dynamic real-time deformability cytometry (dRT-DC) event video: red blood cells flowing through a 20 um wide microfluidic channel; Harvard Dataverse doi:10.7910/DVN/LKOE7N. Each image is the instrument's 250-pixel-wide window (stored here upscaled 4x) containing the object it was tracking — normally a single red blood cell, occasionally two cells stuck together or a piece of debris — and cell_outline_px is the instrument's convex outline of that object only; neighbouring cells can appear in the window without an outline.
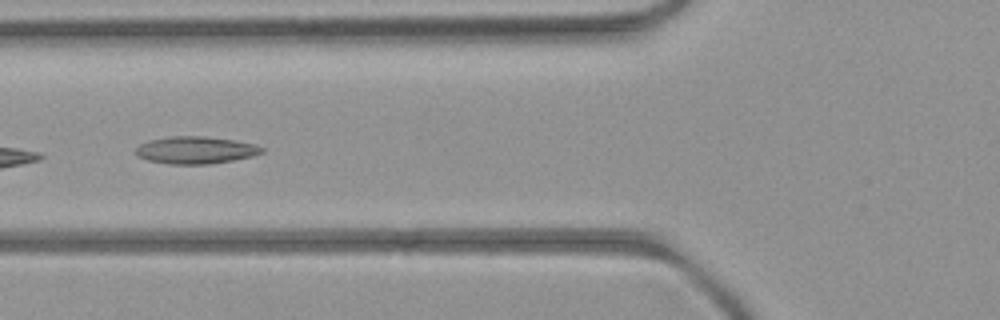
{"species": "common noctule bat (a hibernating species)", "species_latin": "Nyctalus noctula", "temperature_condition": "room temperature", "stored_images_in_passage": 9, "camera_frame_rate_fps": 3000, "um_per_image_px": 0.085, "animal": {"sex": "female", "body_mass_g": 21.9}, "frame": {"image": 1, "passage_image": 6, "time_ms": 5.667, "image_size_px": [1000, 320], "cell_outline_px": [[264, 152], [252, 156], [212, 164], [168, 164], [148, 160], [136, 156], [136, 148], [140, 144], [148, 140], [168, 136], [204, 136], [232, 140], [256, 144], [264, 148]], "centroid_in_image_um": [16.61, 12.76], "position_along_channel_um": 109.2, "area_um2": 20.11}}
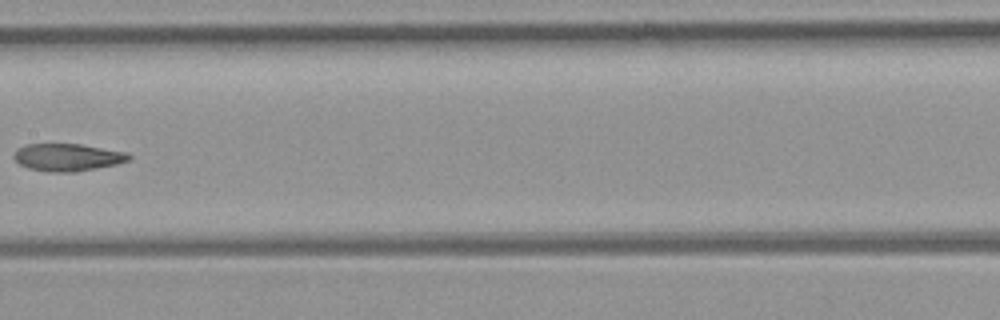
{"frame": {"image": 2, "passage_image": 8, "time_ms": 8.0, "image_size_px": [1000, 320], "cell_outline_px": [[132, 156], [128, 160], [116, 164], [76, 172], [48, 172], [28, 168], [20, 164], [12, 156], [16, 148], [24, 144], [80, 144], [128, 152]], "centroid_in_image_um": [5.71, 13.36], "position_along_channel_um": 201.7, "area_um2": 18.5}}
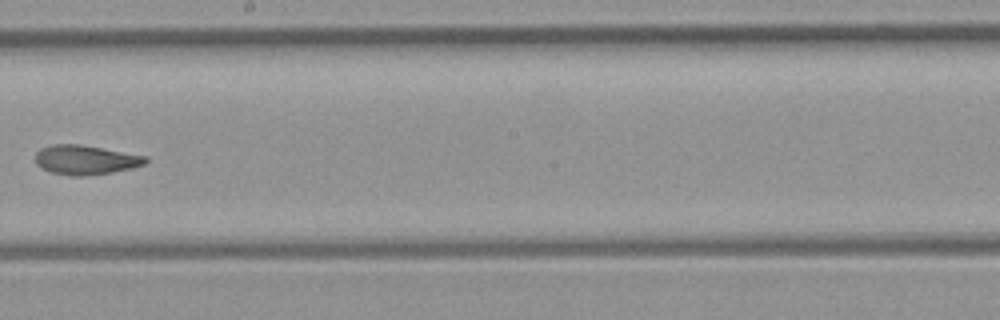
{"frame": {"image": 3, "passage_image": 9, "time_ms": 9.0, "image_size_px": [1000, 320], "cell_outline_px": [[148, 160], [144, 164], [132, 168], [112, 172], [88, 176], [72, 176], [52, 172], [40, 168], [36, 164], [36, 152], [40, 148], [52, 144], [80, 144], [148, 156]], "centroid_in_image_um": [7.26, 13.59], "position_along_channel_um": 240.9, "area_um2": 19.02}}